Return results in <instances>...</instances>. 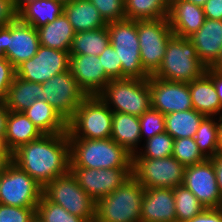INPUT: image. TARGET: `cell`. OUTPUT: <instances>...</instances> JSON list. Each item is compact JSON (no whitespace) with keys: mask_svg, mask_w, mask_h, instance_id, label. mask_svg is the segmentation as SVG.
<instances>
[{"mask_svg":"<svg viewBox=\"0 0 222 222\" xmlns=\"http://www.w3.org/2000/svg\"><path fill=\"white\" fill-rule=\"evenodd\" d=\"M18 18L13 0H0V28L8 26Z\"/></svg>","mask_w":222,"mask_h":222,"instance_id":"cell-43","label":"cell"},{"mask_svg":"<svg viewBox=\"0 0 222 222\" xmlns=\"http://www.w3.org/2000/svg\"><path fill=\"white\" fill-rule=\"evenodd\" d=\"M43 194L70 214L86 222L95 221L96 202L79 186L70 171L49 182L43 188Z\"/></svg>","mask_w":222,"mask_h":222,"instance_id":"cell-8","label":"cell"},{"mask_svg":"<svg viewBox=\"0 0 222 222\" xmlns=\"http://www.w3.org/2000/svg\"><path fill=\"white\" fill-rule=\"evenodd\" d=\"M174 139L167 133L157 134L142 143L132 158L158 159L172 156Z\"/></svg>","mask_w":222,"mask_h":222,"instance_id":"cell-35","label":"cell"},{"mask_svg":"<svg viewBox=\"0 0 222 222\" xmlns=\"http://www.w3.org/2000/svg\"><path fill=\"white\" fill-rule=\"evenodd\" d=\"M110 138L124 147L130 154H135L143 143L139 117L127 113L113 112Z\"/></svg>","mask_w":222,"mask_h":222,"instance_id":"cell-24","label":"cell"},{"mask_svg":"<svg viewBox=\"0 0 222 222\" xmlns=\"http://www.w3.org/2000/svg\"><path fill=\"white\" fill-rule=\"evenodd\" d=\"M211 159L214 164V169L216 172V180L218 183L220 195L222 197V153L219 152L215 157Z\"/></svg>","mask_w":222,"mask_h":222,"instance_id":"cell-47","label":"cell"},{"mask_svg":"<svg viewBox=\"0 0 222 222\" xmlns=\"http://www.w3.org/2000/svg\"><path fill=\"white\" fill-rule=\"evenodd\" d=\"M12 162L43 188L70 169L68 132L43 134L12 153Z\"/></svg>","mask_w":222,"mask_h":222,"instance_id":"cell-1","label":"cell"},{"mask_svg":"<svg viewBox=\"0 0 222 222\" xmlns=\"http://www.w3.org/2000/svg\"><path fill=\"white\" fill-rule=\"evenodd\" d=\"M202 8L205 18L222 20V0H207Z\"/></svg>","mask_w":222,"mask_h":222,"instance_id":"cell-45","label":"cell"},{"mask_svg":"<svg viewBox=\"0 0 222 222\" xmlns=\"http://www.w3.org/2000/svg\"><path fill=\"white\" fill-rule=\"evenodd\" d=\"M32 222H43L42 220H40L37 216L33 219Z\"/></svg>","mask_w":222,"mask_h":222,"instance_id":"cell-57","label":"cell"},{"mask_svg":"<svg viewBox=\"0 0 222 222\" xmlns=\"http://www.w3.org/2000/svg\"><path fill=\"white\" fill-rule=\"evenodd\" d=\"M125 17L130 20L168 18L170 0H124Z\"/></svg>","mask_w":222,"mask_h":222,"instance_id":"cell-32","label":"cell"},{"mask_svg":"<svg viewBox=\"0 0 222 222\" xmlns=\"http://www.w3.org/2000/svg\"><path fill=\"white\" fill-rule=\"evenodd\" d=\"M112 117L113 111L99 96H87L68 121V138H110Z\"/></svg>","mask_w":222,"mask_h":222,"instance_id":"cell-6","label":"cell"},{"mask_svg":"<svg viewBox=\"0 0 222 222\" xmlns=\"http://www.w3.org/2000/svg\"><path fill=\"white\" fill-rule=\"evenodd\" d=\"M63 13L76 33L100 29L108 24L89 0H73L66 3Z\"/></svg>","mask_w":222,"mask_h":222,"instance_id":"cell-25","label":"cell"},{"mask_svg":"<svg viewBox=\"0 0 222 222\" xmlns=\"http://www.w3.org/2000/svg\"><path fill=\"white\" fill-rule=\"evenodd\" d=\"M206 68L189 38L173 35L168 41L162 63L153 76L162 80L190 83L200 78Z\"/></svg>","mask_w":222,"mask_h":222,"instance_id":"cell-3","label":"cell"},{"mask_svg":"<svg viewBox=\"0 0 222 222\" xmlns=\"http://www.w3.org/2000/svg\"><path fill=\"white\" fill-rule=\"evenodd\" d=\"M208 68L214 71L222 72V48L217 59Z\"/></svg>","mask_w":222,"mask_h":222,"instance_id":"cell-50","label":"cell"},{"mask_svg":"<svg viewBox=\"0 0 222 222\" xmlns=\"http://www.w3.org/2000/svg\"><path fill=\"white\" fill-rule=\"evenodd\" d=\"M193 109L207 117H222V104L212 80L204 73L189 83Z\"/></svg>","mask_w":222,"mask_h":222,"instance_id":"cell-22","label":"cell"},{"mask_svg":"<svg viewBox=\"0 0 222 222\" xmlns=\"http://www.w3.org/2000/svg\"><path fill=\"white\" fill-rule=\"evenodd\" d=\"M165 132L173 139L193 138L200 122L205 117L194 109L164 115Z\"/></svg>","mask_w":222,"mask_h":222,"instance_id":"cell-30","label":"cell"},{"mask_svg":"<svg viewBox=\"0 0 222 222\" xmlns=\"http://www.w3.org/2000/svg\"><path fill=\"white\" fill-rule=\"evenodd\" d=\"M186 222H222V207L205 208L200 214Z\"/></svg>","mask_w":222,"mask_h":222,"instance_id":"cell-44","label":"cell"},{"mask_svg":"<svg viewBox=\"0 0 222 222\" xmlns=\"http://www.w3.org/2000/svg\"><path fill=\"white\" fill-rule=\"evenodd\" d=\"M139 120L142 142L157 134L165 132L164 115L152 107L139 116Z\"/></svg>","mask_w":222,"mask_h":222,"instance_id":"cell-38","label":"cell"},{"mask_svg":"<svg viewBox=\"0 0 222 222\" xmlns=\"http://www.w3.org/2000/svg\"><path fill=\"white\" fill-rule=\"evenodd\" d=\"M141 222H177L174 189H145L141 204Z\"/></svg>","mask_w":222,"mask_h":222,"instance_id":"cell-19","label":"cell"},{"mask_svg":"<svg viewBox=\"0 0 222 222\" xmlns=\"http://www.w3.org/2000/svg\"><path fill=\"white\" fill-rule=\"evenodd\" d=\"M98 96L113 112L139 117L152 107L149 78L111 79Z\"/></svg>","mask_w":222,"mask_h":222,"instance_id":"cell-5","label":"cell"},{"mask_svg":"<svg viewBox=\"0 0 222 222\" xmlns=\"http://www.w3.org/2000/svg\"><path fill=\"white\" fill-rule=\"evenodd\" d=\"M37 207H15L0 203V222H32Z\"/></svg>","mask_w":222,"mask_h":222,"instance_id":"cell-40","label":"cell"},{"mask_svg":"<svg viewBox=\"0 0 222 222\" xmlns=\"http://www.w3.org/2000/svg\"><path fill=\"white\" fill-rule=\"evenodd\" d=\"M36 216L43 222H86L83 218L72 215L60 205L53 203L44 194L37 205Z\"/></svg>","mask_w":222,"mask_h":222,"instance_id":"cell-36","label":"cell"},{"mask_svg":"<svg viewBox=\"0 0 222 222\" xmlns=\"http://www.w3.org/2000/svg\"><path fill=\"white\" fill-rule=\"evenodd\" d=\"M43 134L24 112L8 111L5 144L13 153L20 146L39 139Z\"/></svg>","mask_w":222,"mask_h":222,"instance_id":"cell-23","label":"cell"},{"mask_svg":"<svg viewBox=\"0 0 222 222\" xmlns=\"http://www.w3.org/2000/svg\"><path fill=\"white\" fill-rule=\"evenodd\" d=\"M16 76V69L5 57H0V103H4L7 90Z\"/></svg>","mask_w":222,"mask_h":222,"instance_id":"cell-42","label":"cell"},{"mask_svg":"<svg viewBox=\"0 0 222 222\" xmlns=\"http://www.w3.org/2000/svg\"><path fill=\"white\" fill-rule=\"evenodd\" d=\"M35 1L37 0H13V3L16 12L19 13L26 5Z\"/></svg>","mask_w":222,"mask_h":222,"instance_id":"cell-51","label":"cell"},{"mask_svg":"<svg viewBox=\"0 0 222 222\" xmlns=\"http://www.w3.org/2000/svg\"><path fill=\"white\" fill-rule=\"evenodd\" d=\"M69 56V51L40 45L32 58L15 68L16 76L28 82L42 84L51 77L69 70Z\"/></svg>","mask_w":222,"mask_h":222,"instance_id":"cell-13","label":"cell"},{"mask_svg":"<svg viewBox=\"0 0 222 222\" xmlns=\"http://www.w3.org/2000/svg\"><path fill=\"white\" fill-rule=\"evenodd\" d=\"M137 35L143 69L153 76L162 63L169 39L174 35L168 18L137 20Z\"/></svg>","mask_w":222,"mask_h":222,"instance_id":"cell-10","label":"cell"},{"mask_svg":"<svg viewBox=\"0 0 222 222\" xmlns=\"http://www.w3.org/2000/svg\"><path fill=\"white\" fill-rule=\"evenodd\" d=\"M64 12V4L56 0H37L26 5L18 18L32 25L36 30L47 23L53 22Z\"/></svg>","mask_w":222,"mask_h":222,"instance_id":"cell-29","label":"cell"},{"mask_svg":"<svg viewBox=\"0 0 222 222\" xmlns=\"http://www.w3.org/2000/svg\"><path fill=\"white\" fill-rule=\"evenodd\" d=\"M185 168L173 156L158 159L132 158V177L145 189H174L181 186Z\"/></svg>","mask_w":222,"mask_h":222,"instance_id":"cell-9","label":"cell"},{"mask_svg":"<svg viewBox=\"0 0 222 222\" xmlns=\"http://www.w3.org/2000/svg\"><path fill=\"white\" fill-rule=\"evenodd\" d=\"M99 59L105 70V73L111 79H122V65L115 49L111 44L107 45L103 52L99 55Z\"/></svg>","mask_w":222,"mask_h":222,"instance_id":"cell-41","label":"cell"},{"mask_svg":"<svg viewBox=\"0 0 222 222\" xmlns=\"http://www.w3.org/2000/svg\"><path fill=\"white\" fill-rule=\"evenodd\" d=\"M12 163V155H0V174Z\"/></svg>","mask_w":222,"mask_h":222,"instance_id":"cell-49","label":"cell"},{"mask_svg":"<svg viewBox=\"0 0 222 222\" xmlns=\"http://www.w3.org/2000/svg\"><path fill=\"white\" fill-rule=\"evenodd\" d=\"M110 44L115 49L122 65V79H148L141 62L137 21L123 19L107 24Z\"/></svg>","mask_w":222,"mask_h":222,"instance_id":"cell-7","label":"cell"},{"mask_svg":"<svg viewBox=\"0 0 222 222\" xmlns=\"http://www.w3.org/2000/svg\"><path fill=\"white\" fill-rule=\"evenodd\" d=\"M56 1H59V2H61L63 4H66V3H69V2H71L73 0H56Z\"/></svg>","mask_w":222,"mask_h":222,"instance_id":"cell-56","label":"cell"},{"mask_svg":"<svg viewBox=\"0 0 222 222\" xmlns=\"http://www.w3.org/2000/svg\"><path fill=\"white\" fill-rule=\"evenodd\" d=\"M144 190L131 176L111 194L96 202L94 222H141Z\"/></svg>","mask_w":222,"mask_h":222,"instance_id":"cell-4","label":"cell"},{"mask_svg":"<svg viewBox=\"0 0 222 222\" xmlns=\"http://www.w3.org/2000/svg\"><path fill=\"white\" fill-rule=\"evenodd\" d=\"M0 155H12V152L6 147L3 137H0Z\"/></svg>","mask_w":222,"mask_h":222,"instance_id":"cell-52","label":"cell"},{"mask_svg":"<svg viewBox=\"0 0 222 222\" xmlns=\"http://www.w3.org/2000/svg\"><path fill=\"white\" fill-rule=\"evenodd\" d=\"M174 199L177 222H186L205 209L197 197L183 185L174 188Z\"/></svg>","mask_w":222,"mask_h":222,"instance_id":"cell-34","label":"cell"},{"mask_svg":"<svg viewBox=\"0 0 222 222\" xmlns=\"http://www.w3.org/2000/svg\"><path fill=\"white\" fill-rule=\"evenodd\" d=\"M219 124L220 117L205 116L195 133V142L207 159H211L219 153Z\"/></svg>","mask_w":222,"mask_h":222,"instance_id":"cell-33","label":"cell"},{"mask_svg":"<svg viewBox=\"0 0 222 222\" xmlns=\"http://www.w3.org/2000/svg\"><path fill=\"white\" fill-rule=\"evenodd\" d=\"M69 70L87 96H98L111 80L95 55H70Z\"/></svg>","mask_w":222,"mask_h":222,"instance_id":"cell-18","label":"cell"},{"mask_svg":"<svg viewBox=\"0 0 222 222\" xmlns=\"http://www.w3.org/2000/svg\"><path fill=\"white\" fill-rule=\"evenodd\" d=\"M24 113L42 134L68 132V122L46 101L36 100Z\"/></svg>","mask_w":222,"mask_h":222,"instance_id":"cell-27","label":"cell"},{"mask_svg":"<svg viewBox=\"0 0 222 222\" xmlns=\"http://www.w3.org/2000/svg\"><path fill=\"white\" fill-rule=\"evenodd\" d=\"M98 9L103 19L109 23L120 21L125 17L124 0H89Z\"/></svg>","mask_w":222,"mask_h":222,"instance_id":"cell-39","label":"cell"},{"mask_svg":"<svg viewBox=\"0 0 222 222\" xmlns=\"http://www.w3.org/2000/svg\"><path fill=\"white\" fill-rule=\"evenodd\" d=\"M37 33L41 46L62 51H70L76 34L64 13L53 22L38 28Z\"/></svg>","mask_w":222,"mask_h":222,"instance_id":"cell-26","label":"cell"},{"mask_svg":"<svg viewBox=\"0 0 222 222\" xmlns=\"http://www.w3.org/2000/svg\"><path fill=\"white\" fill-rule=\"evenodd\" d=\"M79 186L97 202L120 187L132 176V168L89 169L70 167Z\"/></svg>","mask_w":222,"mask_h":222,"instance_id":"cell-14","label":"cell"},{"mask_svg":"<svg viewBox=\"0 0 222 222\" xmlns=\"http://www.w3.org/2000/svg\"><path fill=\"white\" fill-rule=\"evenodd\" d=\"M40 101H46L68 122L75 114L80 103L87 97L72 76L70 70L51 77L42 83Z\"/></svg>","mask_w":222,"mask_h":222,"instance_id":"cell-12","label":"cell"},{"mask_svg":"<svg viewBox=\"0 0 222 222\" xmlns=\"http://www.w3.org/2000/svg\"><path fill=\"white\" fill-rule=\"evenodd\" d=\"M42 194L43 187L13 162L1 174V204L15 207H37Z\"/></svg>","mask_w":222,"mask_h":222,"instance_id":"cell-11","label":"cell"},{"mask_svg":"<svg viewBox=\"0 0 222 222\" xmlns=\"http://www.w3.org/2000/svg\"><path fill=\"white\" fill-rule=\"evenodd\" d=\"M151 106L163 115L193 109L189 83L149 77Z\"/></svg>","mask_w":222,"mask_h":222,"instance_id":"cell-17","label":"cell"},{"mask_svg":"<svg viewBox=\"0 0 222 222\" xmlns=\"http://www.w3.org/2000/svg\"><path fill=\"white\" fill-rule=\"evenodd\" d=\"M205 74L212 80L220 103L222 104V72L214 71L207 67Z\"/></svg>","mask_w":222,"mask_h":222,"instance_id":"cell-46","label":"cell"},{"mask_svg":"<svg viewBox=\"0 0 222 222\" xmlns=\"http://www.w3.org/2000/svg\"><path fill=\"white\" fill-rule=\"evenodd\" d=\"M5 56L4 52V27L0 28V57Z\"/></svg>","mask_w":222,"mask_h":222,"instance_id":"cell-53","label":"cell"},{"mask_svg":"<svg viewBox=\"0 0 222 222\" xmlns=\"http://www.w3.org/2000/svg\"><path fill=\"white\" fill-rule=\"evenodd\" d=\"M219 152L222 153V117L219 124Z\"/></svg>","mask_w":222,"mask_h":222,"instance_id":"cell-54","label":"cell"},{"mask_svg":"<svg viewBox=\"0 0 222 222\" xmlns=\"http://www.w3.org/2000/svg\"><path fill=\"white\" fill-rule=\"evenodd\" d=\"M172 156L185 167L196 165L207 159L200 152L194 137L174 139Z\"/></svg>","mask_w":222,"mask_h":222,"instance_id":"cell-37","label":"cell"},{"mask_svg":"<svg viewBox=\"0 0 222 222\" xmlns=\"http://www.w3.org/2000/svg\"><path fill=\"white\" fill-rule=\"evenodd\" d=\"M182 185L189 189L205 208L222 207V197L212 159L187 166Z\"/></svg>","mask_w":222,"mask_h":222,"instance_id":"cell-15","label":"cell"},{"mask_svg":"<svg viewBox=\"0 0 222 222\" xmlns=\"http://www.w3.org/2000/svg\"><path fill=\"white\" fill-rule=\"evenodd\" d=\"M109 44L108 26L91 31L77 32L73 37L69 55L99 56Z\"/></svg>","mask_w":222,"mask_h":222,"instance_id":"cell-31","label":"cell"},{"mask_svg":"<svg viewBox=\"0 0 222 222\" xmlns=\"http://www.w3.org/2000/svg\"><path fill=\"white\" fill-rule=\"evenodd\" d=\"M200 61L209 67L222 48V20L205 18L200 29L189 37Z\"/></svg>","mask_w":222,"mask_h":222,"instance_id":"cell-21","label":"cell"},{"mask_svg":"<svg viewBox=\"0 0 222 222\" xmlns=\"http://www.w3.org/2000/svg\"><path fill=\"white\" fill-rule=\"evenodd\" d=\"M42 84L28 82L15 76L7 90L4 105L9 111L24 112L37 98H41Z\"/></svg>","mask_w":222,"mask_h":222,"instance_id":"cell-28","label":"cell"},{"mask_svg":"<svg viewBox=\"0 0 222 222\" xmlns=\"http://www.w3.org/2000/svg\"><path fill=\"white\" fill-rule=\"evenodd\" d=\"M186 1L192 2L193 4L202 7L207 0H186Z\"/></svg>","mask_w":222,"mask_h":222,"instance_id":"cell-55","label":"cell"},{"mask_svg":"<svg viewBox=\"0 0 222 222\" xmlns=\"http://www.w3.org/2000/svg\"><path fill=\"white\" fill-rule=\"evenodd\" d=\"M8 109L4 103H0V137H5L6 133V119L8 116Z\"/></svg>","mask_w":222,"mask_h":222,"instance_id":"cell-48","label":"cell"},{"mask_svg":"<svg viewBox=\"0 0 222 222\" xmlns=\"http://www.w3.org/2000/svg\"><path fill=\"white\" fill-rule=\"evenodd\" d=\"M70 167L89 169L132 168V154L111 138H68Z\"/></svg>","mask_w":222,"mask_h":222,"instance_id":"cell-2","label":"cell"},{"mask_svg":"<svg viewBox=\"0 0 222 222\" xmlns=\"http://www.w3.org/2000/svg\"><path fill=\"white\" fill-rule=\"evenodd\" d=\"M204 20L201 6L186 0H170L168 21L175 36L189 38L200 29Z\"/></svg>","mask_w":222,"mask_h":222,"instance_id":"cell-20","label":"cell"},{"mask_svg":"<svg viewBox=\"0 0 222 222\" xmlns=\"http://www.w3.org/2000/svg\"><path fill=\"white\" fill-rule=\"evenodd\" d=\"M40 46L37 30L30 24L17 18L4 26L5 57L16 68L19 64L32 58Z\"/></svg>","mask_w":222,"mask_h":222,"instance_id":"cell-16","label":"cell"}]
</instances>
